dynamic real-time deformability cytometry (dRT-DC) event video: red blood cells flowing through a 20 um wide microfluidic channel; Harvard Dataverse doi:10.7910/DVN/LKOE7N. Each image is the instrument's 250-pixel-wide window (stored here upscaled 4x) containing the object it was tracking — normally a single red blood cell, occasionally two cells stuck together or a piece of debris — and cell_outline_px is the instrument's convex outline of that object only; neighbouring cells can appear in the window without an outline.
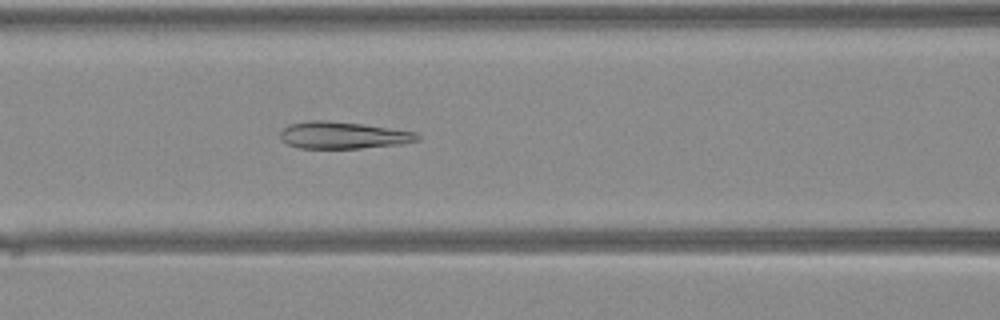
{"species": "Egyptian fruit bat (a non-hibernating species)", "species_latin": "Rousettus aegyptiacus", "temperature_condition": "warm", "stored_images_in_passage": 37, "camera_frame_rate_fps": 3000, "um_per_image_px": 0.085, "animal": {"sex": "female"}, "frame": {"image": 1, "passage_image": 14, "time_ms": 4.333, "image_size_px": [1000, 320], "cell_outline_px": [[420, 140], [400, 144], [360, 148], [300, 148], [288, 144], [280, 136], [280, 132], [288, 124], [308, 120], [324, 120], [364, 124], [416, 132], [420, 136]], "centroid_in_image_um": [29.17, 11.48], "position_along_channel_um": 137.4, "area_um2": 21.5}}
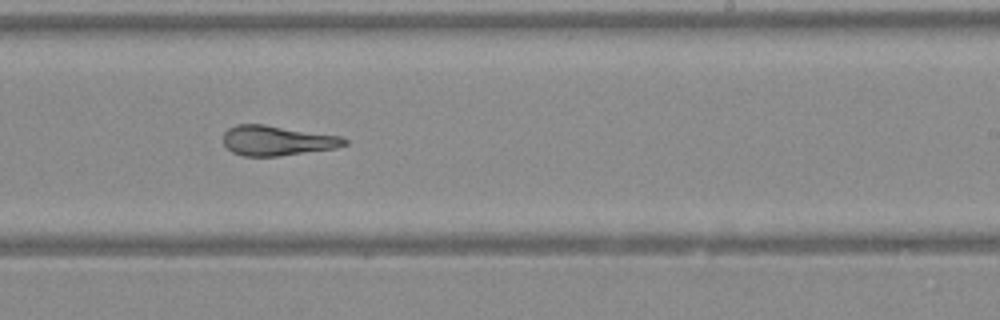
{"frame": {"image": 2, "passage_image": 22, "time_ms": 7.0, "image_size_px": [1000, 320], "cell_outline_px": [[348, 144], [336, 148], [276, 156], [244, 156], [232, 152], [224, 144], [224, 132], [228, 128], [236, 124], [264, 124], [344, 136], [348, 140]], "centroid_in_image_um": [23.59, 11.93], "position_along_channel_um": 265.4, "area_um2": 21.27}}
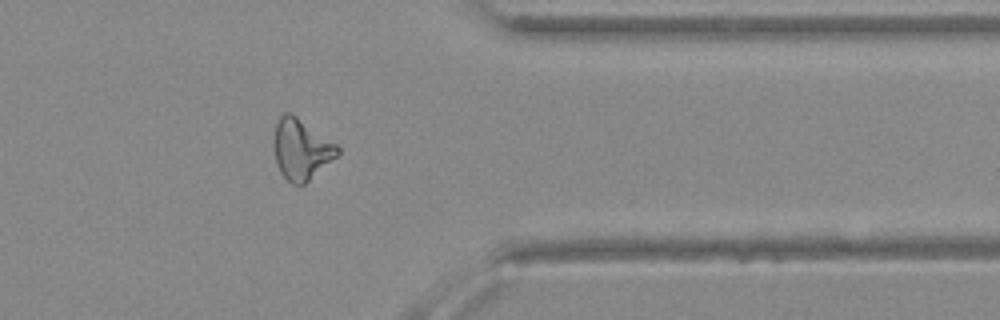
{"frame": {"image": 3, "passage_image": 30, "time_ms": 9.667, "image_size_px": [1000, 320], "cell_outline_px": [[340, 152], [336, 156], [304, 184], [292, 184], [280, 172], [276, 164], [276, 120], [284, 112], [292, 112], [336, 144], [340, 148]], "centroid_in_image_um": [25.61, 12.66], "position_along_channel_um": 385.8, "area_um2": 21.91}}